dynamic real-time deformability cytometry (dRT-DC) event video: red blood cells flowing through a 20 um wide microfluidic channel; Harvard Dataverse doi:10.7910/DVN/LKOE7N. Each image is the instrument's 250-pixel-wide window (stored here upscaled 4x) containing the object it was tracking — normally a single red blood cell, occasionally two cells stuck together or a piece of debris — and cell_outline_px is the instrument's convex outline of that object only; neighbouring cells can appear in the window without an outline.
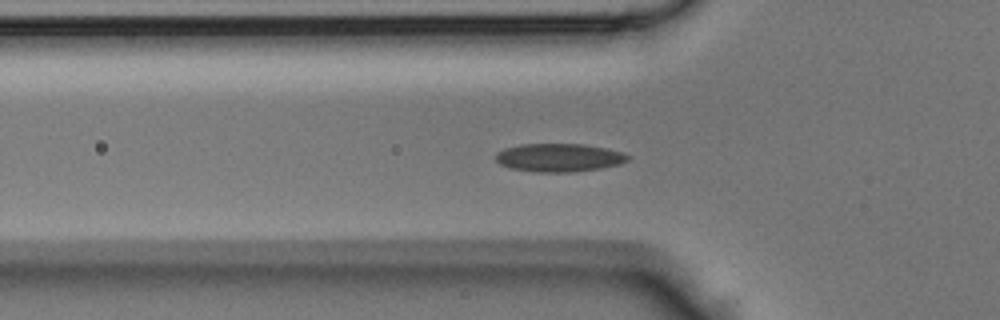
{"species": "Egyptian fruit bat (a non-hibernating species)", "species_latin": "Rousettus aegyptiacus", "temperature_condition": "room temperature", "stored_images_in_passage": 40, "camera_frame_rate_fps": 3000, "um_per_image_px": 0.085, "animal": {"sex": "male"}, "frame": {"image": 1, "passage_image": 15, "time_ms": 4.667, "image_size_px": [1000, 320], "cell_outline_px": [[632, 156], [628, 160], [620, 164], [600, 168], [572, 172], [536, 172], [512, 168], [500, 164], [496, 160], [496, 152], [504, 148], [520, 144], [584, 144], [608, 148], [624, 152]], "centroid_in_image_um": [47.55, 13.39], "position_along_channel_um": 78.2, "area_um2": 21.91}}
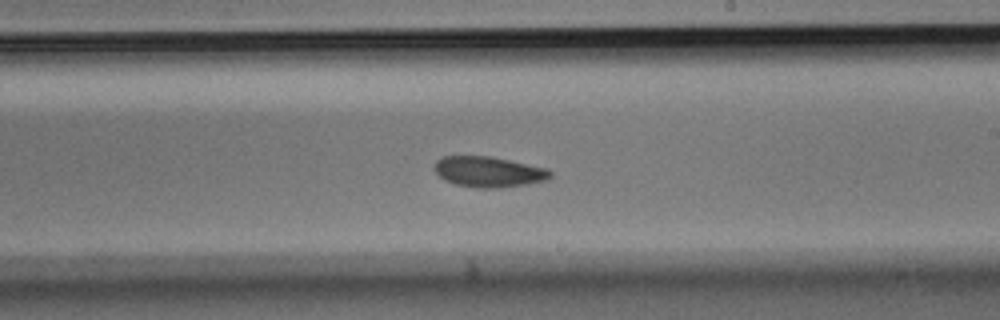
{"frame": {"image": 2, "passage_image": 26, "time_ms": 8.333, "image_size_px": [1000, 320], "cell_outline_px": [[552, 176], [548, 180], [528, 184], [500, 188], [476, 188], [456, 184], [444, 180], [436, 172], [436, 160], [440, 156], [488, 156], [548, 168], [552, 172]], "centroid_in_image_um": [41.57, 14.61], "position_along_channel_um": 247.4, "area_um2": 20.69}}
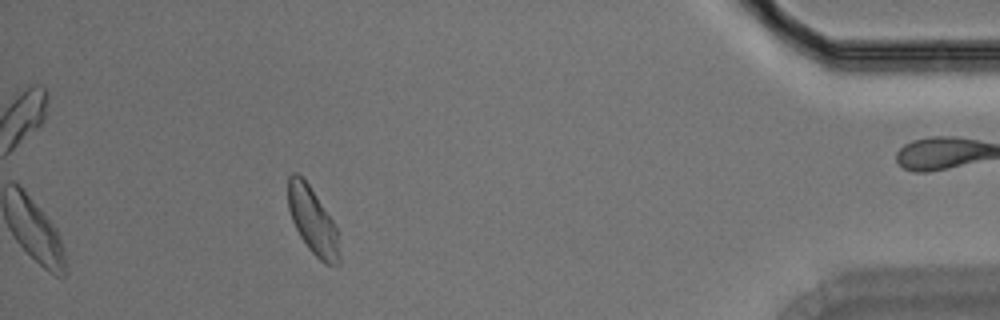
{"frame": {"image": 3, "passage_image": 40, "time_ms": 13.0, "image_size_px": [1000, 320], "cell_outline_px": [[340, 260], [336, 264], [324, 264], [308, 248], [300, 236], [292, 220], [288, 208], [288, 176], [292, 172], [296, 172], [308, 184], [332, 220], [336, 228], [340, 252]], "centroid_in_image_um": [26.56, 18.78], "position_along_channel_um": 408.6, "area_um2": 19.54}}